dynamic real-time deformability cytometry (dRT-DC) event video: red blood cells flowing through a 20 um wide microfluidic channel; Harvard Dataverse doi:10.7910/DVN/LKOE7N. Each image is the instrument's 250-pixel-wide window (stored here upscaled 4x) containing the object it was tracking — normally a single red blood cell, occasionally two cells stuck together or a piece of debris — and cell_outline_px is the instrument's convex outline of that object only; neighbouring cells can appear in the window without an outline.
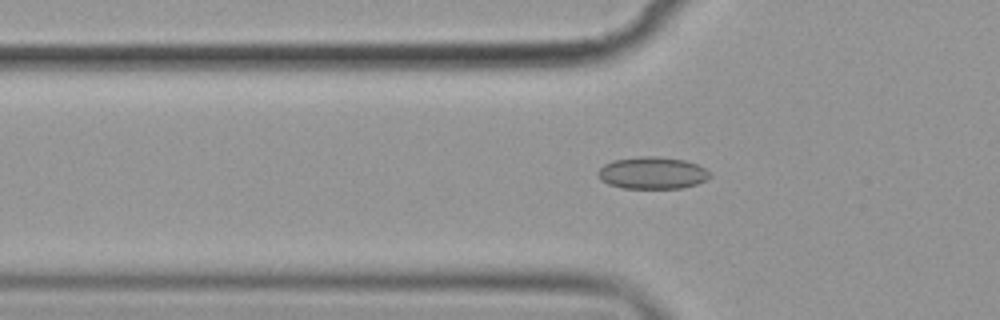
{"species": "common noctule bat (a hibernating species)", "species_latin": "Nyctalus noctula", "temperature_condition": "cold", "stored_images_in_passage": 37, "camera_frame_rate_fps": 3000, "um_per_image_px": 0.085, "animal": {"sex": "female", "body_mass_g": 19.9}, "frame": {"image": 1, "passage_image": 2, "time_ms": 0.333, "image_size_px": [1000, 320], "cell_outline_px": [[712, 176], [696, 184], [680, 188], [624, 188], [608, 184], [600, 180], [596, 172], [604, 164], [612, 160], [640, 156], [656, 156], [684, 160], [696, 164], [704, 168]], "centroid_in_image_um": [55.4, 14.69], "position_along_channel_um": 70.4, "area_um2": 20.87}}
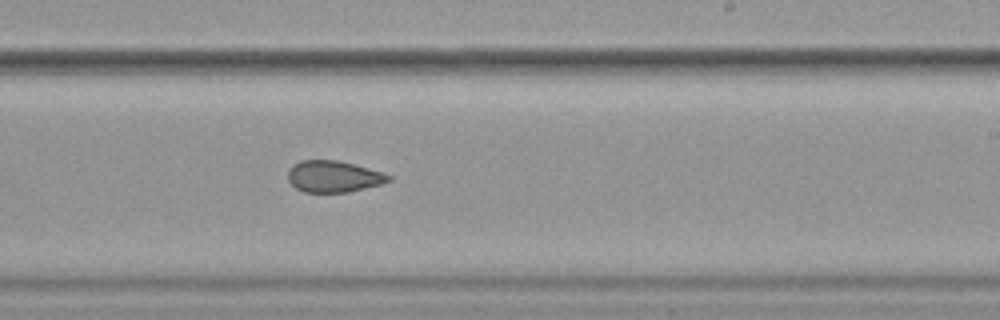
{"frame": {"image": 2, "passage_image": 18, "time_ms": 5.667, "image_size_px": [1000, 320], "cell_outline_px": [[392, 180], [384, 184], [348, 192], [304, 192], [296, 188], [288, 180], [288, 172], [292, 164], [300, 160], [336, 160], [384, 172], [392, 176]], "centroid_in_image_um": [28.38, 15.0], "position_along_channel_um": 260.6, "area_um2": 18.61}}
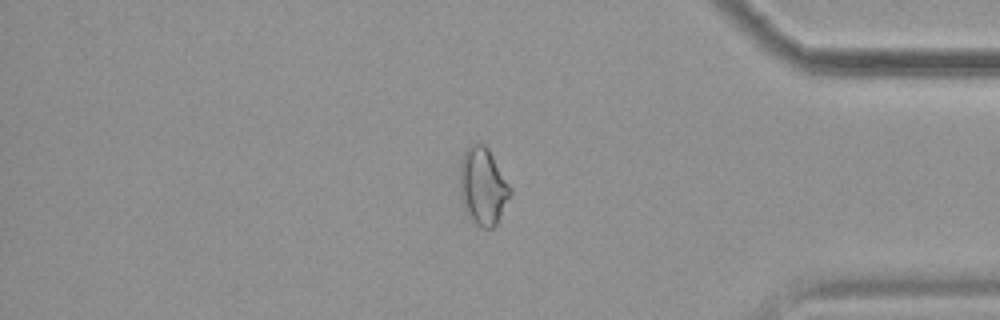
{"frame": {"image": 3, "passage_image": 31, "time_ms": 10.0, "image_size_px": [1000, 320], "cell_outline_px": [[512, 192], [496, 224], [492, 228], [484, 228], [468, 220], [464, 212], [460, 196], [460, 160], [468, 144], [484, 144], [488, 148], [512, 188]], "centroid_in_image_um": [41.02, 15.85], "position_along_channel_um": 394.2, "area_um2": 23.0}, "authors_computed_cell_mechanics": {"area_um2": 19.4208, "velocity_mm_per_s": 3.5768, "shape_relaxation_time_tau1_ms": null, "shape_relaxation_time_tau2_ms": 2.2878, "deformation_change_tau1": null, "deformation_change_tau2": 0.0718}}